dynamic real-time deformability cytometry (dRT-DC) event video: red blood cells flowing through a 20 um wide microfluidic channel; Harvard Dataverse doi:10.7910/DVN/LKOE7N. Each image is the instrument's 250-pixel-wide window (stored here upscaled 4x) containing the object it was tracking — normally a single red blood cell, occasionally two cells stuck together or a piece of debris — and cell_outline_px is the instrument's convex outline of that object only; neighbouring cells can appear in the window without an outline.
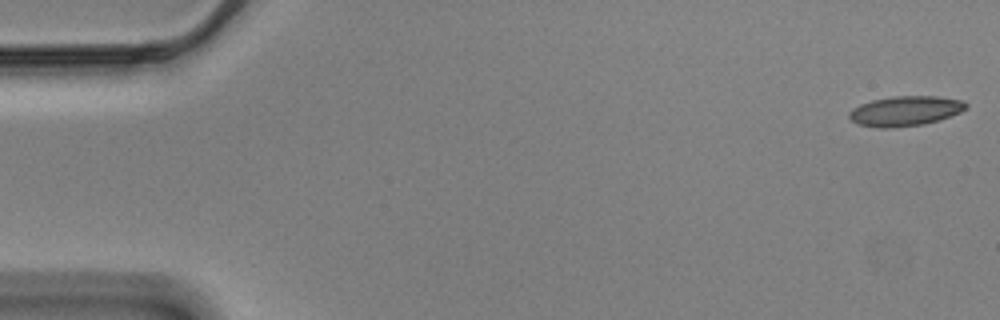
{"species": "Egyptian fruit bat (a non-hibernating species)", "species_latin": "Rousettus aegyptiacus", "temperature_condition": "cold", "stored_images_in_passage": 57, "camera_frame_rate_fps": 3000, "um_per_image_px": 0.085, "animal": {"sex": "male"}, "frame": {"image": 1, "passage_image": 1, "time_ms": 0.0, "image_size_px": [1000, 320], "cell_outline_px": [[968, 108], [960, 112], [936, 120], [920, 124], [892, 128], [880, 128], [856, 124], [848, 116], [848, 112], [852, 108], [860, 104], [872, 100], [892, 96], [936, 96], [960, 100], [968, 104]], "centroid_in_image_um": [76.89, 9.43], "position_along_channel_um": 8.1, "area_um2": 20.23}}
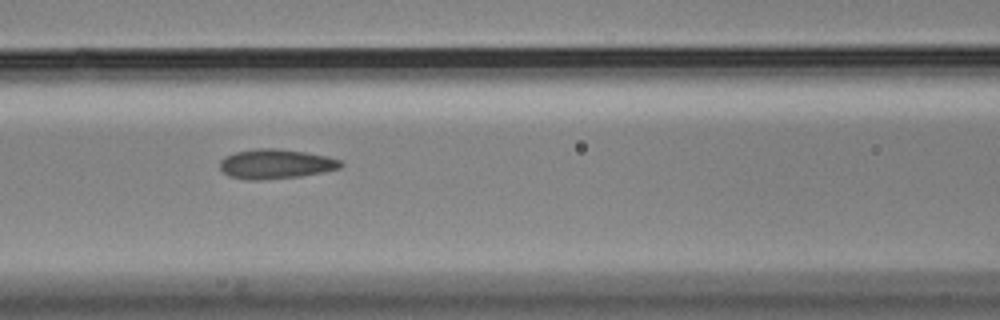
{"frame": {"image": 2, "passage_image": 24, "time_ms": 7.667, "image_size_px": [1000, 320], "cell_outline_px": [[344, 164], [340, 168], [324, 172], [300, 176], [260, 180], [248, 180], [228, 176], [220, 168], [220, 160], [224, 156], [236, 152], [256, 148], [280, 148], [328, 156], [340, 160]], "centroid_in_image_um": [23.43, 13.93], "position_along_channel_um": 143.2, "area_um2": 20.98}}
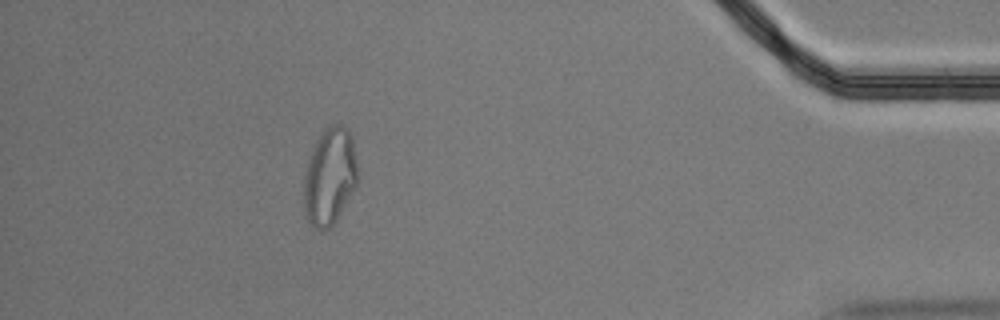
{"frame": {"image": 3, "passage_image": 51, "time_ms": 16.667, "image_size_px": [1000, 320], "cell_outline_px": [[360, 176], [356, 184], [336, 220], [328, 228], [316, 228], [308, 220], [304, 204], [304, 180], [308, 164], [312, 152], [320, 136], [332, 124], [340, 124], [348, 128], [352, 136]], "centroid_in_image_um": [28.07, 14.97], "position_along_channel_um": 407.1, "area_um2": 29.77}, "authors_computed_cell_mechanics": {"area_um2": 20.7502, "velocity_mm_per_s": 3.5004, "shape_relaxation_time_tau1_ms": null, "shape_relaxation_time_tau2_ms": 1.9724, "deformation_change_tau1": null, "deformation_change_tau2": 0.0961}}